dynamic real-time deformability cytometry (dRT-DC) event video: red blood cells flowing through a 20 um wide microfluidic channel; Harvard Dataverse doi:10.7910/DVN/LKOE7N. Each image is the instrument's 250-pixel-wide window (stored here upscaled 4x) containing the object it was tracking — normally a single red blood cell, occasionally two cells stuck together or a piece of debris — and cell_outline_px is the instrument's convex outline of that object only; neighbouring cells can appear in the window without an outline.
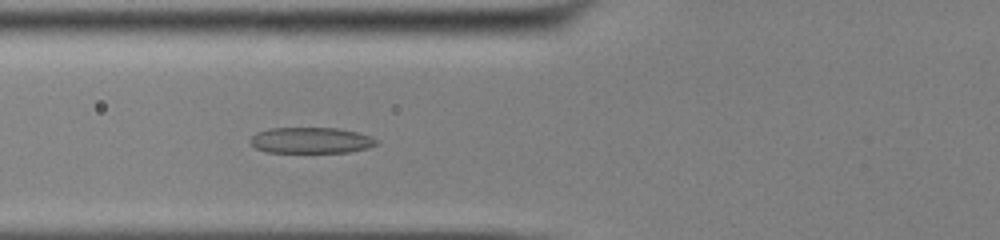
{"species": "common noctule bat (a hibernating species)", "species_latin": "Nyctalus noctula", "temperature_condition": "cold", "stored_images_in_passage": 39, "camera_frame_rate_fps": 3000, "um_per_image_px": 0.085, "animal": {"sex": "male", "body_mass_g": 13.0, "forearm_length_mm": 53.1}, "frame": {"image": 1, "passage_image": 9, "time_ms": 2.667, "image_size_px": [1000, 240], "cell_outline_px": [[376, 144], [368, 148], [348, 152], [268, 152], [256, 148], [248, 140], [256, 132], [268, 128], [336, 128], [356, 132], [372, 136], [376, 140]], "centroid_in_image_um": [26.4, 11.92], "position_along_channel_um": 99.4, "area_um2": 19.02}}
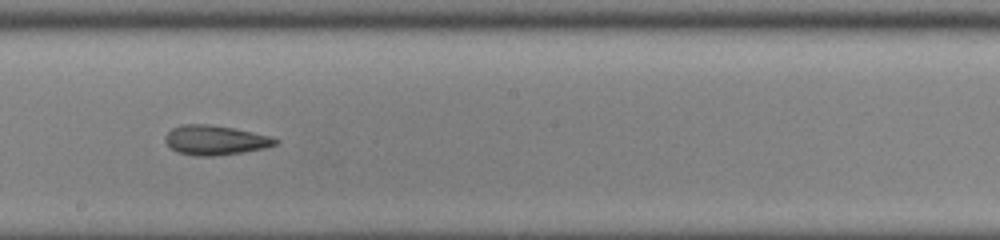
{"frame": {"image": 2, "passage_image": 19, "time_ms": 6.0, "image_size_px": [1000, 240], "cell_outline_px": [[280, 140], [276, 144], [264, 148], [244, 152], [216, 156], [196, 156], [176, 152], [164, 140], [164, 136], [172, 128], [180, 124], [208, 124], [232, 128], [252, 132], [268, 136]], "centroid_in_image_um": [18.25, 11.92], "position_along_channel_um": 229.9, "area_um2": 18.96}}
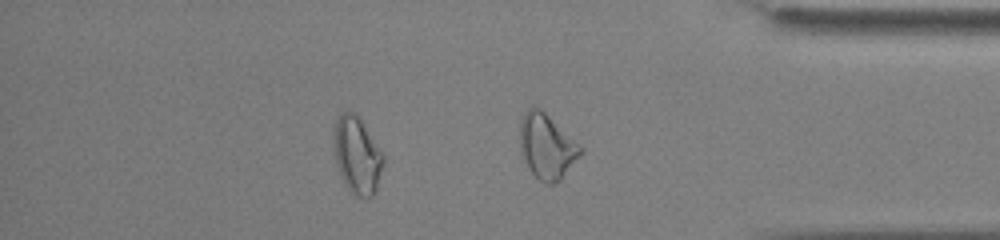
{"frame": {"image": 3, "passage_image": 32, "time_ms": 10.333, "image_size_px": [1000, 240], "cell_outline_px": [[384, 160], [376, 188], [372, 196], [356, 196], [348, 188], [336, 164], [336, 120], [340, 112], [356, 112], [384, 152]], "centroid_in_image_um": [30.41, 13.15], "position_along_channel_um": 404.8, "area_um2": 21.62}, "authors_computed_cell_mechanics": {"area_um2": 19.652, "velocity_mm_per_s": 3.908, "shape_relaxation_time_tau1_ms": 7.1686, "shape_relaxation_time_tau2_ms": 4.7211, "deformation_change_tau1": 0.1793, "deformation_change_tau2": 0.1456}}